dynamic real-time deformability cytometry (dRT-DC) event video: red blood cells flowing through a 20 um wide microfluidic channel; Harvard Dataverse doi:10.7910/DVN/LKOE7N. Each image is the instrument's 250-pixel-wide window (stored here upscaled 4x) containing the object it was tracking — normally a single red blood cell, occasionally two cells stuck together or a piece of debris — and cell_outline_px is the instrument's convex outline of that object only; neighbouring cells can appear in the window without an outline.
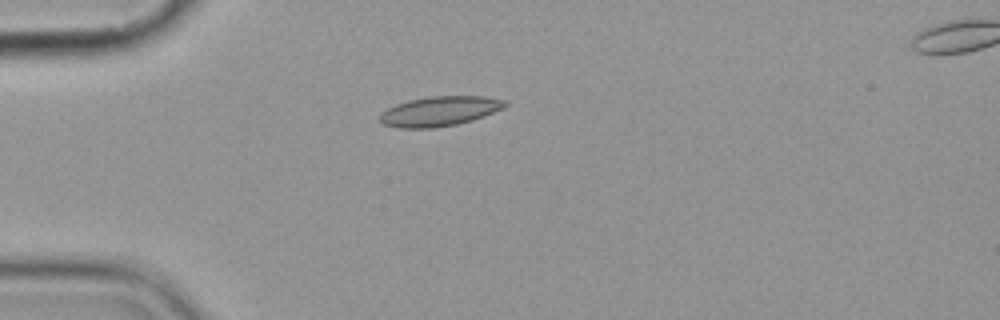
{"species": "common noctule bat (a hibernating species)", "species_latin": "Nyctalus noctula", "temperature_condition": "cold", "stored_images_in_passage": 8, "camera_frame_rate_fps": 3000, "um_per_image_px": 0.085, "animal": {"sex": "female", "body_mass_g": 19.9}, "frame": {"image": 1, "passage_image": 5, "time_ms": 4.667, "image_size_px": [1000, 320], "cell_outline_px": [[508, 104], [504, 108], [484, 116], [472, 120], [456, 124], [432, 128], [400, 128], [380, 124], [380, 112], [396, 104], [408, 100], [428, 96], [484, 96], [504, 100]], "centroid_in_image_um": [37.34, 9.45], "position_along_channel_um": 47.7, "area_um2": 21.79}}
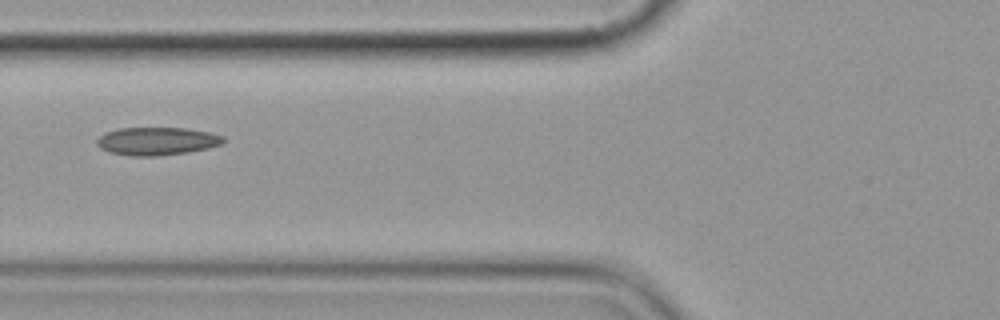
{"frame": {"image": 2, "passage_image": 7, "time_ms": 7.0, "image_size_px": [1000, 320], "cell_outline_px": [[224, 144], [208, 148], [188, 152], [160, 156], [128, 156], [108, 152], [100, 148], [96, 144], [96, 140], [104, 132], [120, 128], [188, 128], [208, 132], [224, 136]], "centroid_in_image_um": [13.32, 12.0], "position_along_channel_um": 112.5, "area_um2": 20.87}}
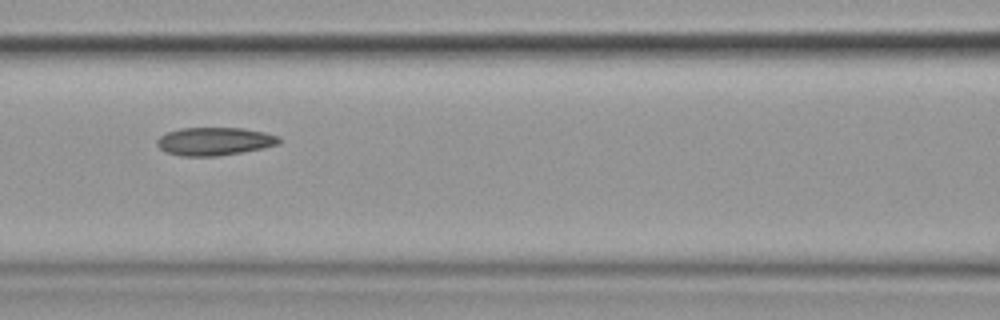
{"frame": {"image": 3, "passage_image": 8, "time_ms": 8.0, "image_size_px": [1000, 320], "cell_outline_px": [[280, 144], [264, 148], [216, 156], [180, 156], [164, 152], [156, 144], [156, 140], [160, 136], [168, 132], [180, 128], [244, 128], [264, 132], [280, 136]], "centroid_in_image_um": [18.23, 12.01], "position_along_channel_um": 148.4, "area_um2": 20.06}}